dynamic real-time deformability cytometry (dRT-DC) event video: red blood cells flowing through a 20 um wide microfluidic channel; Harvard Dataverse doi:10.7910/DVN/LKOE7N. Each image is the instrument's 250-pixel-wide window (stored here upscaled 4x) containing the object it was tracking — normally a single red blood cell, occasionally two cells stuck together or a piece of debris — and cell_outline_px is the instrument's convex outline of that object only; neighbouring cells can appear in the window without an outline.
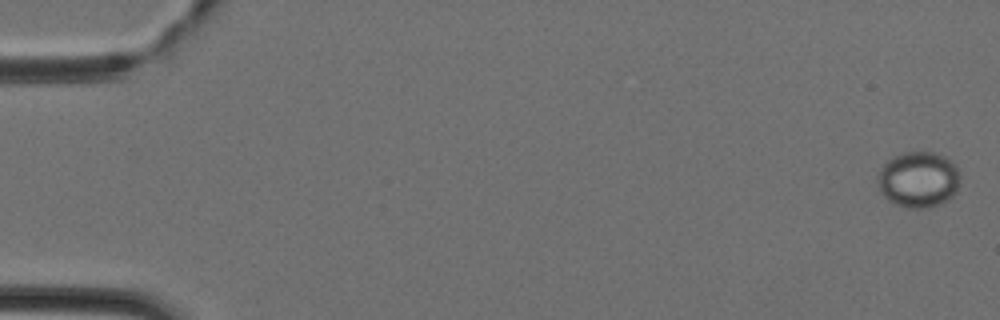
{"species": "Egyptian fruit bat (a non-hibernating species)", "species_latin": "Rousettus aegyptiacus", "temperature_condition": "cold", "stored_images_in_passage": 12, "camera_frame_rate_fps": 3000, "um_per_image_px": 0.085, "animal": {"sex": "female"}, "frame": {"image": 1, "passage_image": 1, "time_ms": 0.0, "image_size_px": [1000, 320], "cell_outline_px": [[960, 180], [956, 192], [948, 200], [940, 204], [928, 208], [904, 208], [888, 200], [880, 192], [876, 180], [880, 168], [892, 156], [904, 152], [932, 152], [944, 156], [952, 160], [956, 164], [960, 172]], "centroid_in_image_um": [78.07, 15.26], "position_along_channel_um": 6.9, "area_um2": 27.4}}